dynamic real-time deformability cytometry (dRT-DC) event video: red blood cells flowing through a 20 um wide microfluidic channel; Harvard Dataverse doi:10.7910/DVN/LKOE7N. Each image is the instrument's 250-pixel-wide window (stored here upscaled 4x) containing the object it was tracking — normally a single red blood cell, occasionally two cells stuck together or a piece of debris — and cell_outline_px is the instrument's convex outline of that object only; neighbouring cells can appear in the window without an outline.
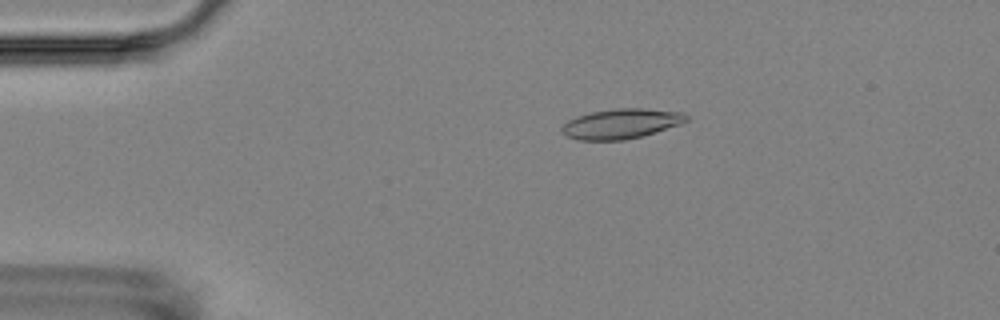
{"species": "Egyptian fruit bat (a non-hibernating species)", "species_latin": "Rousettus aegyptiacus", "temperature_condition": "room temperature", "stored_images_in_passage": 6, "camera_frame_rate_fps": 3000, "um_per_image_px": 0.085, "animal": {"sex": "female"}, "frame": {"image": 1, "passage_image": 1, "time_ms": 0.0, "image_size_px": [1000, 320], "cell_outline_px": [[688, 120], [680, 124], [640, 136], [624, 140], [576, 140], [560, 132], [560, 128], [568, 120], [576, 116], [592, 112], [616, 108], [644, 108], [684, 112], [688, 116]], "centroid_in_image_um": [52.77, 10.51], "position_along_channel_um": 32.2, "area_um2": 21.68}}
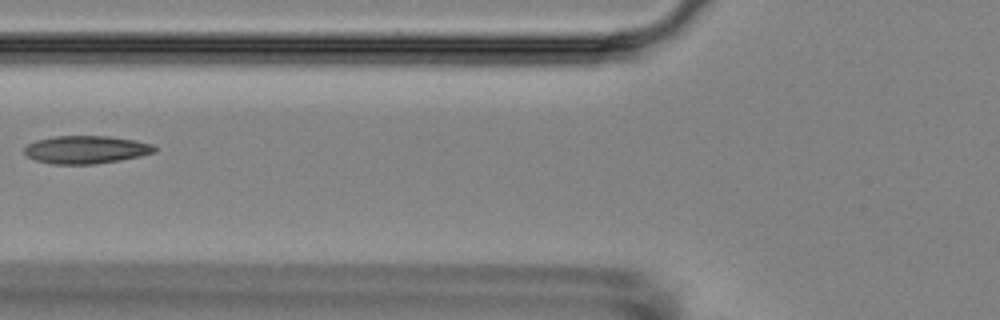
{"frame": {"image": 2, "passage_image": 4, "time_ms": 3.667, "image_size_px": [1000, 320], "cell_outline_px": [[156, 152], [140, 156], [120, 160], [92, 164], [52, 164], [36, 160], [28, 156], [24, 152], [24, 148], [28, 144], [36, 140], [56, 136], [108, 136], [132, 140], [152, 144], [156, 148]], "centroid_in_image_um": [7.3, 12.72], "position_along_channel_um": 118.5, "area_um2": 20.98}}
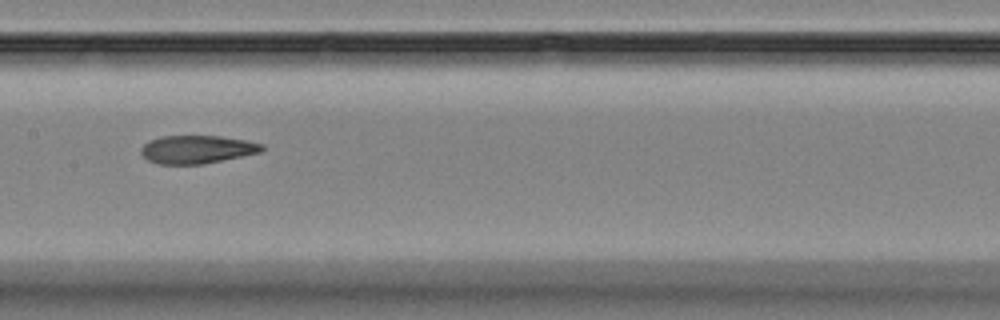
{"frame": {"image": 3, "passage_image": 6, "time_ms": 5.667, "image_size_px": [1000, 320], "cell_outline_px": [[264, 148], [260, 152], [204, 164], [156, 164], [148, 160], [140, 152], [140, 148], [148, 140], [160, 136], [220, 136], [244, 140], [264, 144]], "centroid_in_image_um": [16.7, 12.7], "position_along_channel_um": 190.7, "area_um2": 19.83}}